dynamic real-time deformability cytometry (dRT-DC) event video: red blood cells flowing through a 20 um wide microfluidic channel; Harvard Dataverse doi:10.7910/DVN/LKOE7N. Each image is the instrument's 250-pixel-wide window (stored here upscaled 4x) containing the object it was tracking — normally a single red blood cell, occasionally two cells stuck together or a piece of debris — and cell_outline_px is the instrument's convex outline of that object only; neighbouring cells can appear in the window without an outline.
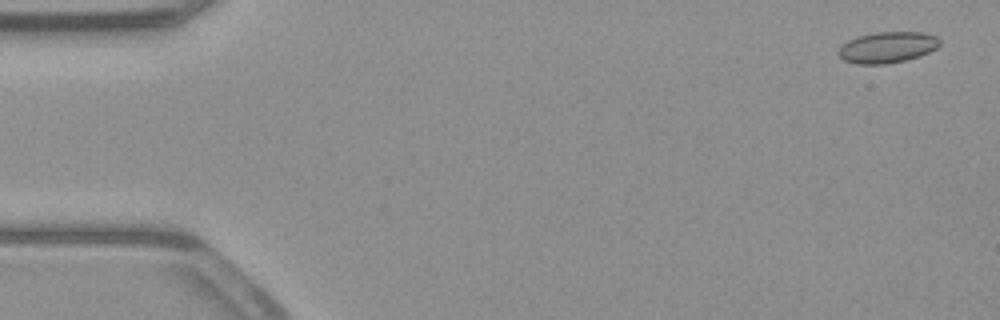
{"species": "common noctule bat (a hibernating species)", "species_latin": "Nyctalus noctula", "temperature_condition": "warm", "stored_images_in_passage": 53, "camera_frame_rate_fps": 3000, "um_per_image_px": 0.085, "animal": {"sex": "male", "body_mass_g": 23.1, "forearm_length_mm": 52.7}, "frame": {"image": 1, "passage_image": 2, "time_ms": 0.333, "image_size_px": [1000, 320], "cell_outline_px": [[940, 44], [936, 48], [920, 56], [904, 60], [884, 64], [856, 64], [844, 60], [836, 52], [848, 40], [856, 36], [876, 32], [920, 32], [936, 36], [940, 40]], "centroid_in_image_um": [75.41, 4.02], "position_along_channel_um": 9.6, "area_um2": 18.26}}
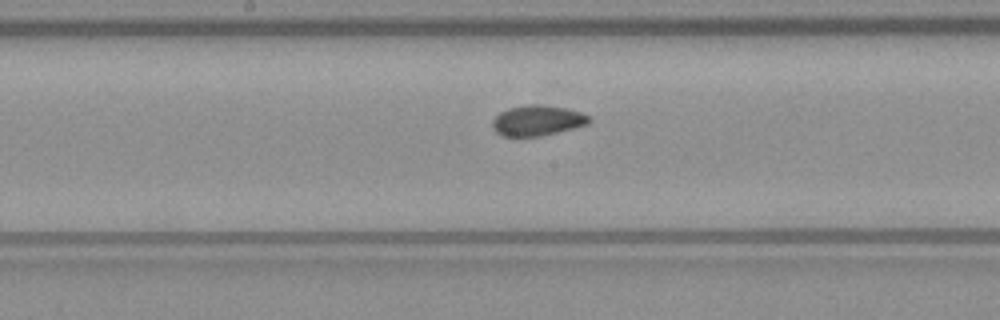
{"frame": {"image": 2, "passage_image": 27, "time_ms": 8.667, "image_size_px": [1000, 320], "cell_outline_px": [[592, 120], [588, 124], [540, 136], [504, 136], [496, 132], [492, 128], [492, 120], [500, 112], [508, 108], [524, 104], [540, 104], [564, 108], [580, 112], [592, 116]], "centroid_in_image_um": [45.67, 10.23], "position_along_channel_um": 202.5, "area_um2": 17.17}}
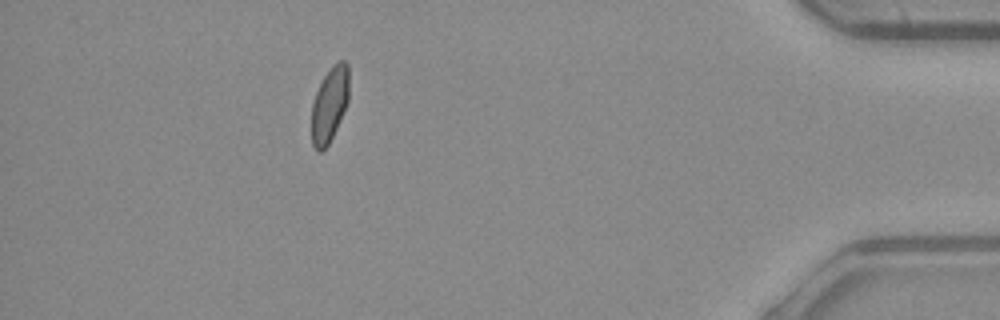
{"frame": {"image": 3, "passage_image": 47, "time_ms": 15.333, "image_size_px": [1000, 320], "cell_outline_px": [[348, 100], [336, 128], [328, 144], [320, 152], [312, 144], [312, 104], [316, 92], [324, 76], [332, 64], [340, 60], [344, 60], [348, 64]], "centroid_in_image_um": [28.01, 8.83], "position_along_channel_um": 407.2, "area_um2": 16.01}, "authors_computed_cell_mechanics": {"area_um2": 17.2244, "velocity_mm_per_s": 3.9323, "shape_relaxation_time_tau1_ms": null, "shape_relaxation_time_tau2_ms": 1.2784, "deformation_change_tau1": null, "deformation_change_tau2": 0.0387}}